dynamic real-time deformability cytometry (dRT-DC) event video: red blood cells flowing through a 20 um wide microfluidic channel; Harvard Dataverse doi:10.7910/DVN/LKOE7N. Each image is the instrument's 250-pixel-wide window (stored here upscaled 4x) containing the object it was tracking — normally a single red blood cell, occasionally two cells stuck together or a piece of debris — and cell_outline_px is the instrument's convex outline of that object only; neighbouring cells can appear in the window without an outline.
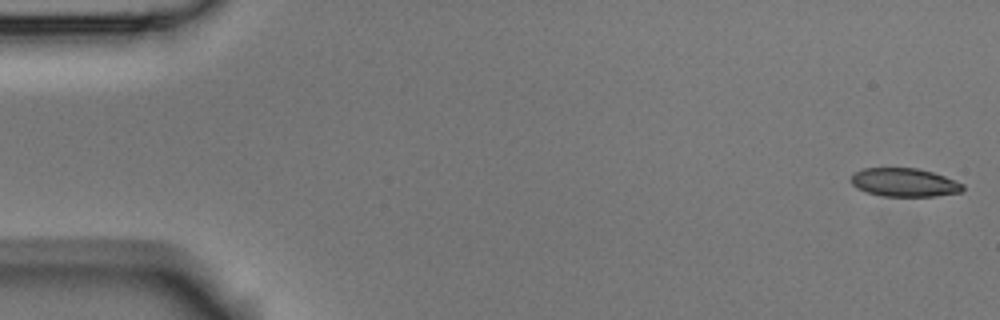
{"species": "Egyptian fruit bat (a non-hibernating species)", "species_latin": "Rousettus aegyptiacus", "temperature_condition": "room temperature", "stored_images_in_passage": 53, "camera_frame_rate_fps": 3000, "um_per_image_px": 0.085, "animal": {"sex": "male"}, "frame": {"image": 1, "passage_image": 1, "time_ms": 0.0, "image_size_px": [1000, 320], "cell_outline_px": [[964, 192], [936, 196], [880, 196], [856, 188], [852, 184], [852, 176], [856, 172], [864, 168], [916, 168], [932, 172], [944, 176], [964, 184]], "centroid_in_image_um": [76.91, 15.52], "position_along_channel_um": 8.1, "area_um2": 18.5}}
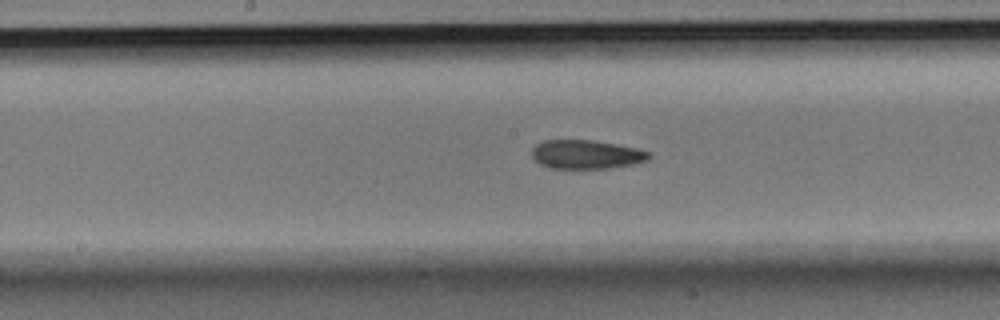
{"frame": {"image": 2, "passage_image": 27, "time_ms": 8.667, "image_size_px": [1000, 320], "cell_outline_px": [[652, 156], [648, 160], [632, 164], [608, 168], [548, 168], [540, 164], [532, 156], [532, 148], [536, 144], [544, 140], [592, 140], [640, 148], [648, 152]], "centroid_in_image_um": [49.84, 13.12], "position_along_channel_um": 198.4, "area_um2": 19.71}}
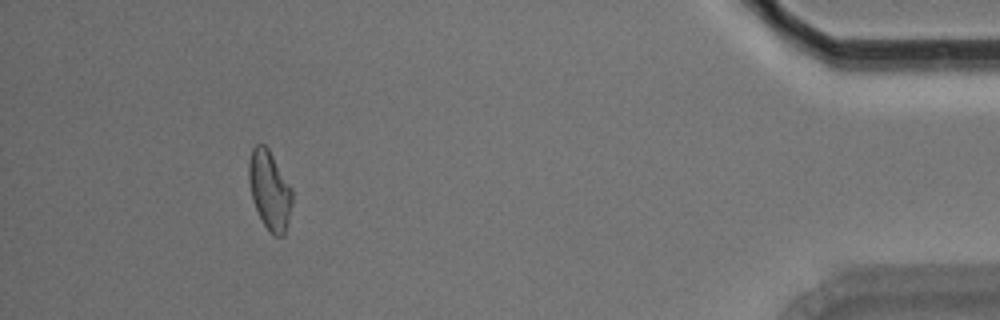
{"frame": {"image": 3, "passage_image": 49, "time_ms": 16.0, "image_size_px": [1000, 320], "cell_outline_px": [[292, 204], [284, 236], [272, 236], [260, 220], [252, 200], [248, 180], [248, 160], [252, 148], [256, 144], [264, 144], [268, 148], [292, 188]], "centroid_in_image_um": [22.89, 16.18], "position_along_channel_um": 412.3, "area_um2": 20.23}, "authors_computed_cell_mechanics": {"area_um2": 19.9988, "velocity_mm_per_s": 3.7452, "shape_relaxation_time_tau1_ms": 8.4681, "shape_relaxation_time_tau2_ms": 3.346, "deformation_change_tau1": 0.1851, "deformation_change_tau2": 0.1117}}